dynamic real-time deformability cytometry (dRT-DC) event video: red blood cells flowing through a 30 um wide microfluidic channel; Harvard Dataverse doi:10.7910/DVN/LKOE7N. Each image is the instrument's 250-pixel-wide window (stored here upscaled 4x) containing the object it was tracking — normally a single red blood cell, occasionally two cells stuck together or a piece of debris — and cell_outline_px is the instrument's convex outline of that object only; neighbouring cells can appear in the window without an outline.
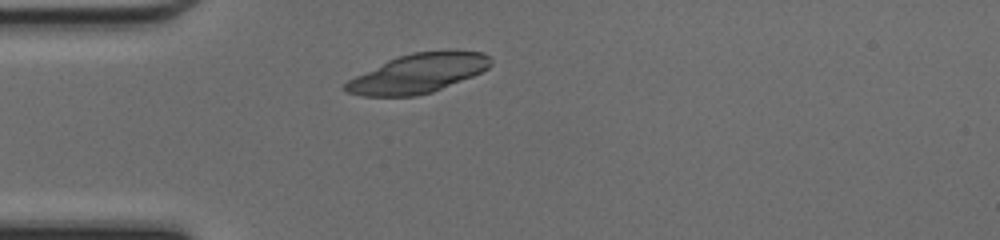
{"species": "common noctule bat (a hibernating species)", "species_latin": "Nyctalus noctula", "temperature_condition": "cold", "stored_images_in_passage": 31, "camera_frame_rate_fps": 3000, "um_per_image_px": 0.085, "animal": {"sex": "female", "body_mass_g": 17.0, "forearm_length_mm": 48.0}, "frame": {"image": 1, "passage_image": 1, "time_ms": 0.0, "image_size_px": [1000, 240], "cell_outline_px": [[492, 64], [488, 68], [472, 76], [432, 92], [416, 96], [360, 96], [348, 92], [344, 88], [344, 84], [348, 80], [388, 60], [412, 52], [484, 52], [492, 60]], "centroid_in_image_um": [35.51, 6.26], "position_along_channel_um": 49.5, "area_um2": 32.37}}